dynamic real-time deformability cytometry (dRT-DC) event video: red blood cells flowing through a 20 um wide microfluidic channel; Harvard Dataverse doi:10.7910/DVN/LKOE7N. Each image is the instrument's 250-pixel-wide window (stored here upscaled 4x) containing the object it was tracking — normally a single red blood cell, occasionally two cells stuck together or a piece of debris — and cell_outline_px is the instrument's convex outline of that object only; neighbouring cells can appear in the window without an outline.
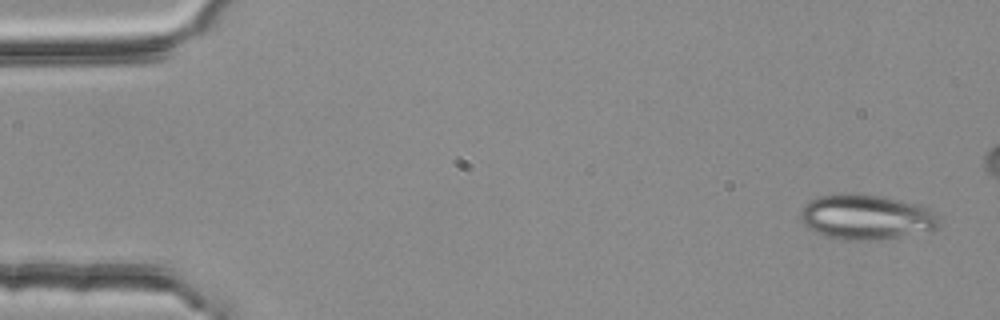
{"species": "common noctule bat (a hibernating species)", "species_latin": "Nyctalus noctula", "temperature_condition": "room temperature", "stored_images_in_passage": 5, "camera_frame_rate_fps": 3000, "um_per_image_px": 0.085, "animal": {"sex": "female", "body_mass_g": 25.1}, "frame": {"image": 1, "passage_image": 1, "time_ms": 0.0, "image_size_px": [1000, 320], "cell_outline_px": [[940, 224], [936, 228], [896, 236], [872, 240], [844, 240], [824, 236], [812, 232], [804, 224], [800, 216], [800, 212], [804, 204], [808, 200], [820, 196], [840, 192], [880, 196], [900, 200], [916, 204], [928, 208], [936, 212], [940, 220]], "centroid_in_image_um": [73.55, 18.43], "position_along_channel_um": 11.4, "area_um2": 36.3}}